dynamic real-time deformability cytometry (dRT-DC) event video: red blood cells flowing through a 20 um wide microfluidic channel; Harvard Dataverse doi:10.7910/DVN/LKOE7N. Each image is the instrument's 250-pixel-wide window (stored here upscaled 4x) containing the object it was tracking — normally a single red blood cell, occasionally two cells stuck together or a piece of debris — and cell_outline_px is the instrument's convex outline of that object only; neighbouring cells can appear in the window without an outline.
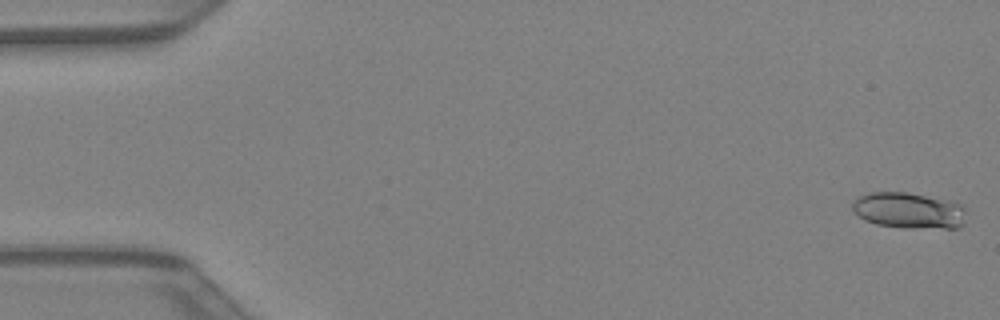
{"species": "Egyptian fruit bat (a non-hibernating species)", "species_latin": "Rousettus aegyptiacus", "temperature_condition": "warm", "stored_images_in_passage": 44, "camera_frame_rate_fps": 3000, "um_per_image_px": 0.085, "animal": {"sex": "female"}, "frame": {"image": 1, "passage_image": 1, "time_ms": 0.0, "image_size_px": [1000, 320], "cell_outline_px": [[964, 224], [956, 228], [904, 228], [876, 224], [864, 220], [852, 208], [852, 200], [868, 192], [908, 192], [956, 204], [964, 208]], "centroid_in_image_um": [77.18, 17.91], "position_along_channel_um": 7.8, "area_um2": 23.52}}
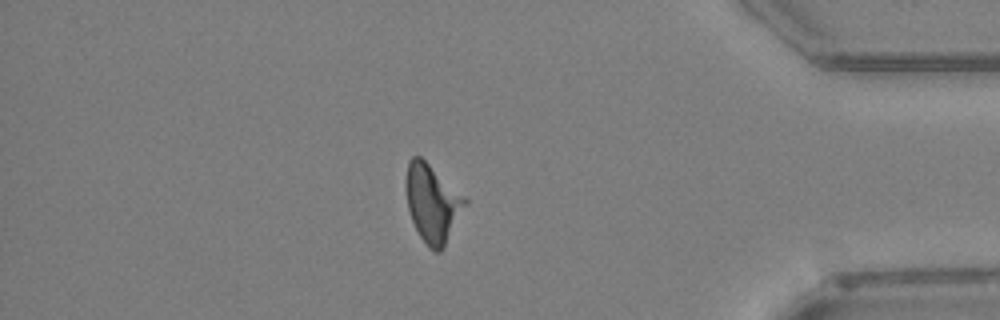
{"frame": {"image": 2, "passage_image": 37, "time_ms": 12.0, "image_size_px": [1000, 320], "cell_outline_px": [[468, 200], [444, 248], [440, 252], [436, 252], [428, 248], [420, 236], [412, 220], [408, 208], [404, 188], [404, 184], [408, 160], [412, 156], [420, 156]], "centroid_in_image_um": [36.71, 17.28], "position_along_channel_um": 398.5, "area_um2": 26.59}}